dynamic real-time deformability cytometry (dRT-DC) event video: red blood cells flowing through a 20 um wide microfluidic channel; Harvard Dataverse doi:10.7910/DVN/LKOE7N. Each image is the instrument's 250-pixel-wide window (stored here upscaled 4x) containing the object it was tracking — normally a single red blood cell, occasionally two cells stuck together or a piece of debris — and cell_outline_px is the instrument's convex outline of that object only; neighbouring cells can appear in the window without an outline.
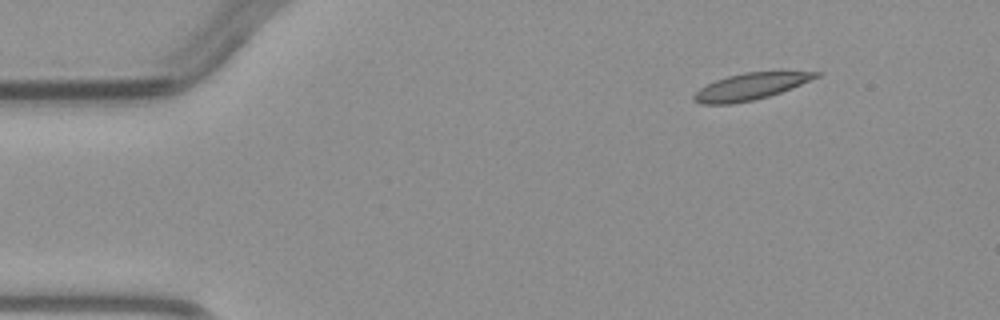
{"species": "common noctule bat (a hibernating species)", "species_latin": "Nyctalus noctula", "temperature_condition": "warm", "stored_images_in_passage": 3, "camera_frame_rate_fps": 3000, "um_per_image_px": 0.085, "animal": {"sex": "male", "body_mass_g": 23.1, "forearm_length_mm": 52.7}, "frame": {"image": 1, "passage_image": 1, "time_ms": 0.0, "image_size_px": [1000, 320], "cell_outline_px": [[824, 72], [820, 76], [792, 88], [768, 96], [752, 100], [732, 104], [700, 104], [692, 100], [692, 96], [700, 88], [716, 80], [728, 76], [744, 72]], "centroid_in_image_um": [63.76, 7.36], "position_along_channel_um": 21.2, "area_um2": 18.73}}